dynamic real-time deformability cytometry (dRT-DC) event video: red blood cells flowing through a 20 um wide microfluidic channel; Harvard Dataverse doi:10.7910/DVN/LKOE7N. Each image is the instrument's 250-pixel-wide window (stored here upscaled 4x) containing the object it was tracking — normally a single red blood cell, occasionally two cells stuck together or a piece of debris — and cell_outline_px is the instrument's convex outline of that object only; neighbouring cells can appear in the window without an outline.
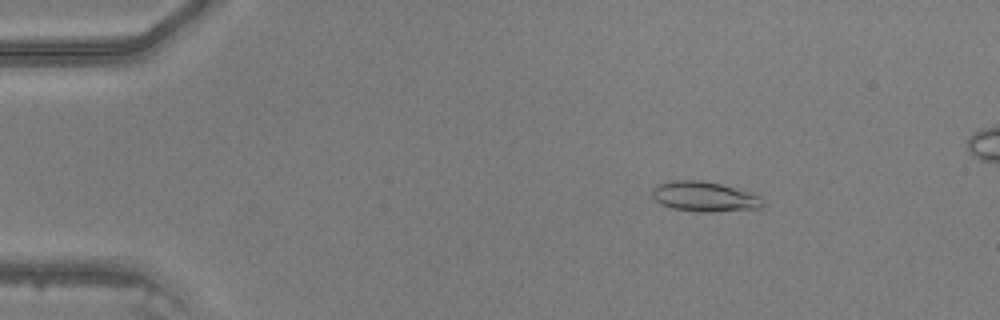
{"species": "common noctule bat (a hibernating species)", "species_latin": "Nyctalus noctula", "temperature_condition": "warm", "stored_images_in_passage": 37, "camera_frame_rate_fps": 3000, "um_per_image_px": 0.085, "animal": {"sex": "male", "body_mass_g": 20.5, "forearm_length_mm": 52.5}, "frame": {"image": 1, "passage_image": 8, "time_ms": 2.333, "image_size_px": [1000, 320], "cell_outline_px": [[764, 204], [760, 208], [712, 212], [700, 212], [672, 208], [660, 204], [652, 196], [652, 188], [656, 184], [672, 180], [700, 180], [720, 184], [748, 192], [760, 196]], "centroid_in_image_um": [59.83, 16.71], "position_along_channel_um": 25.2, "area_um2": 19.31}}
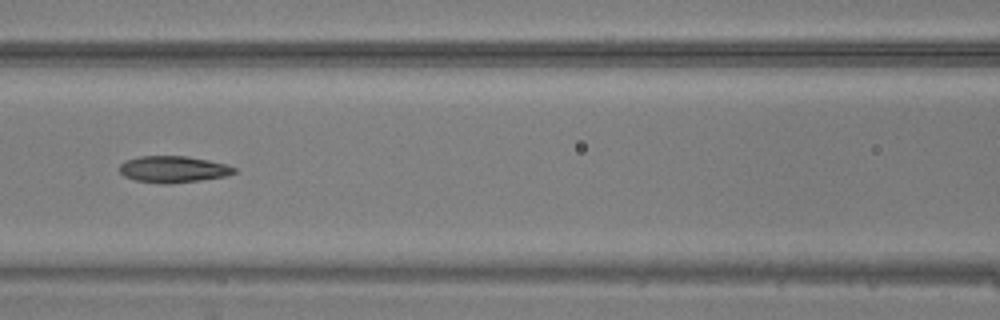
{"frame": {"image": 2, "passage_image": 22, "time_ms": 7.0, "image_size_px": [1000, 320], "cell_outline_px": [[236, 172], [224, 176], [200, 180], [168, 184], [164, 184], [136, 180], [124, 176], [120, 172], [120, 164], [124, 160], [140, 156], [188, 156], [208, 160], [224, 164], [236, 168]], "centroid_in_image_um": [14.69, 14.38], "position_along_channel_um": 151.9, "area_um2": 17.63}}
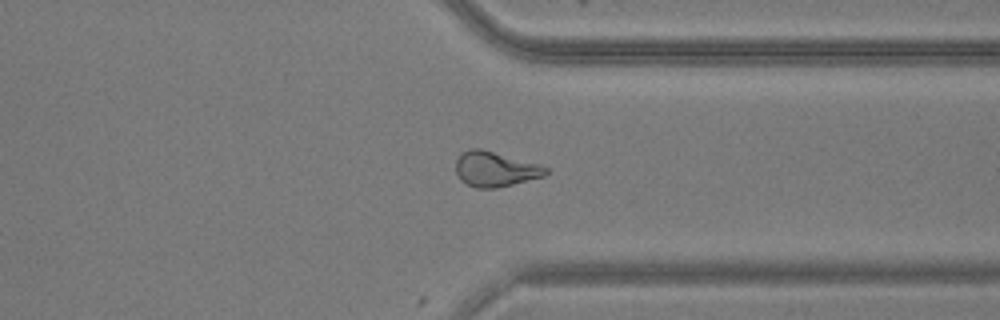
{"frame": {"image": 3, "passage_image": 37, "time_ms": 12.0, "image_size_px": [1000, 320], "cell_outline_px": [[548, 172], [544, 176], [496, 188], [476, 188], [460, 180], [456, 172], [456, 160], [460, 152], [472, 148], [480, 148], [540, 164], [548, 168]], "centroid_in_image_um": [42.07, 14.36], "position_along_channel_um": 369.3, "area_um2": 18.38}}